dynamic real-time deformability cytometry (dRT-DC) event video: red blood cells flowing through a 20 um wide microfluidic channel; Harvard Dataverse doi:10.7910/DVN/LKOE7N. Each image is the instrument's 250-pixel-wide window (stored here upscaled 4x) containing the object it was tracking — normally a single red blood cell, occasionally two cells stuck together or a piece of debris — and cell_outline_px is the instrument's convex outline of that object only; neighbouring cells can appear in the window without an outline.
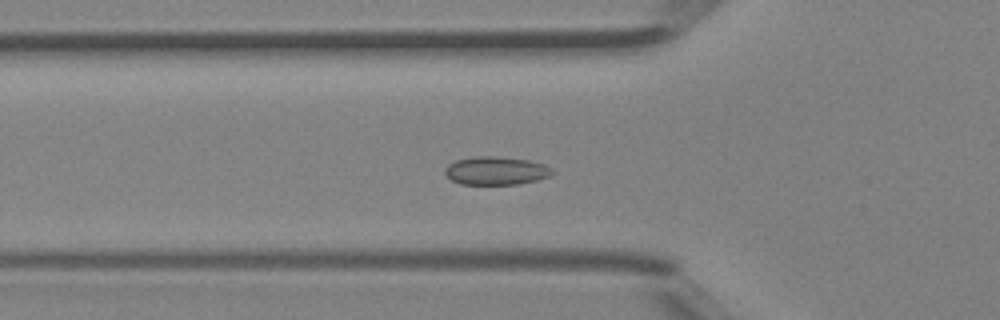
{"species": "Egyptian fruit bat (a non-hibernating species)", "species_latin": "Rousettus aegyptiacus", "temperature_condition": "room temperature", "stored_images_in_passage": 40, "camera_frame_rate_fps": 3000, "um_per_image_px": 0.085, "animal": {"sex": "female"}, "frame": {"image": 1, "passage_image": 9, "time_ms": 2.667, "image_size_px": [1000, 320], "cell_outline_px": [[552, 172], [548, 176], [536, 180], [516, 184], [460, 184], [452, 180], [444, 172], [444, 168], [448, 164], [456, 160], [476, 156], [496, 156], [528, 160], [544, 164], [552, 168]], "centroid_in_image_um": [42.12, 14.5], "position_along_channel_um": 83.7, "area_um2": 17.51}}
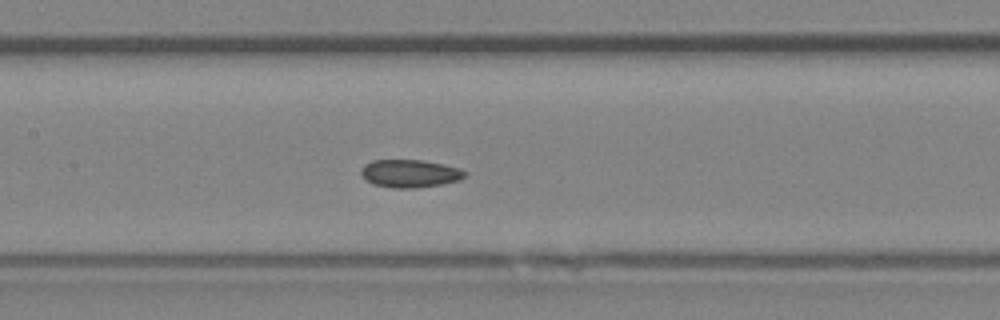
{"frame": {"image": 2, "passage_image": 15, "time_ms": 4.667, "image_size_px": [1000, 320], "cell_outline_px": [[468, 172], [460, 180], [440, 184], [416, 188], [392, 188], [372, 184], [360, 172], [360, 168], [364, 164], [372, 160], [424, 160], [460, 168]], "centroid_in_image_um": [34.84, 14.74], "position_along_channel_um": 172.6, "area_um2": 16.88}}
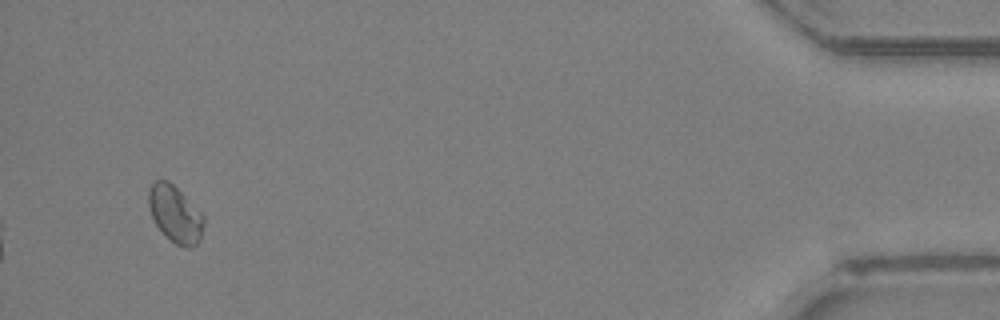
{"frame": {"image": 3, "passage_image": 37, "time_ms": 12.0, "image_size_px": [1000, 320], "cell_outline_px": [[204, 224], [200, 240], [192, 248], [184, 248], [176, 244], [156, 224], [152, 216], [148, 204], [148, 192], [152, 184], [156, 180], [168, 180], [204, 216]], "centroid_in_image_um": [14.9, 18.21], "position_along_channel_um": 420.3, "area_um2": 17.8}, "authors_computed_cell_mechanics": {"area_um2": 17.051, "velocity_mm_per_s": 4.4572, "shape_relaxation_time_tau1_ms": null, "shape_relaxation_time_tau2_ms": 2.3117, "deformation_change_tau1": null, "deformation_change_tau2": 0.0451}}